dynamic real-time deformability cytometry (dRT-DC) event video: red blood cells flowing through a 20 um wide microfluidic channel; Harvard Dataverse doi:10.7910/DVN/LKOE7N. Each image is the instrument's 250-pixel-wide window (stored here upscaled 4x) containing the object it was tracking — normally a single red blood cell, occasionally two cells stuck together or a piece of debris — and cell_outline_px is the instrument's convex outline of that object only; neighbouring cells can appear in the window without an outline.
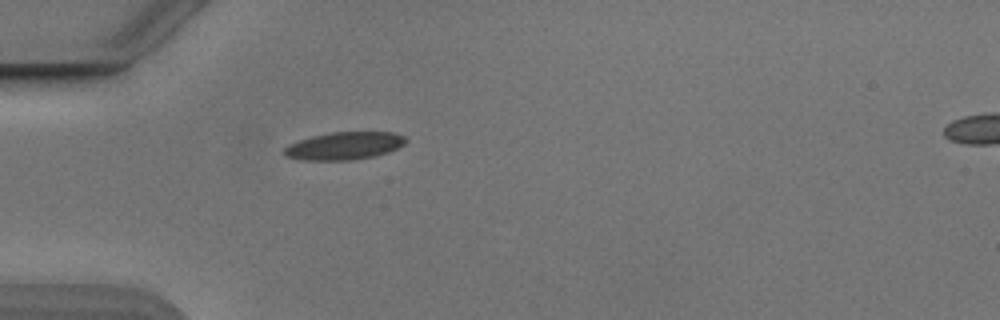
{"species": "Egyptian fruit bat (a non-hibernating species)", "species_latin": "Rousettus aegyptiacus", "temperature_condition": "cold", "stored_images_in_passage": 34, "camera_frame_rate_fps": 3000, "um_per_image_px": 0.085, "animal": {"sex": "male"}, "frame": {"image": 1, "passage_image": 1, "time_ms": 0.0, "image_size_px": [1000, 320], "cell_outline_px": [[408, 140], [404, 144], [388, 152], [376, 156], [352, 160], [304, 160], [284, 156], [284, 148], [288, 144], [312, 136], [332, 132], [392, 132], [404, 136]], "centroid_in_image_um": [29.26, 12.4], "position_along_channel_um": 55.7, "area_um2": 19.59}}
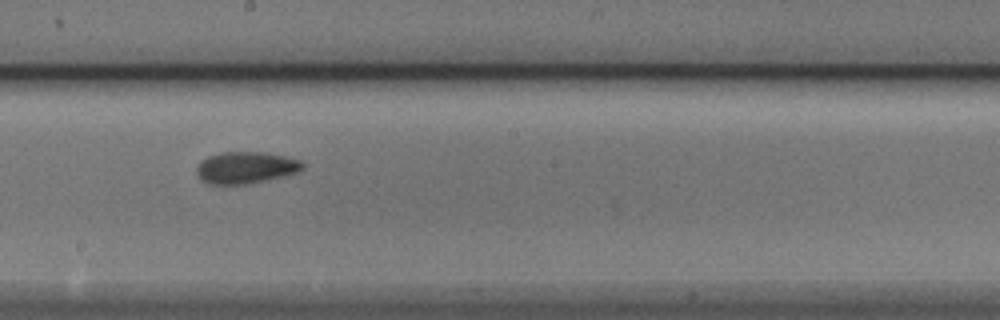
{"frame": {"image": 2, "passage_image": 15, "time_ms": 4.667, "image_size_px": [1000, 320], "cell_outline_px": [[304, 168], [296, 172], [248, 184], [208, 184], [200, 180], [196, 172], [196, 168], [200, 160], [208, 156], [220, 152], [264, 152], [284, 156], [300, 160], [304, 164]], "centroid_in_image_um": [20.83, 14.24], "position_along_channel_um": 227.4, "area_um2": 19.59}}
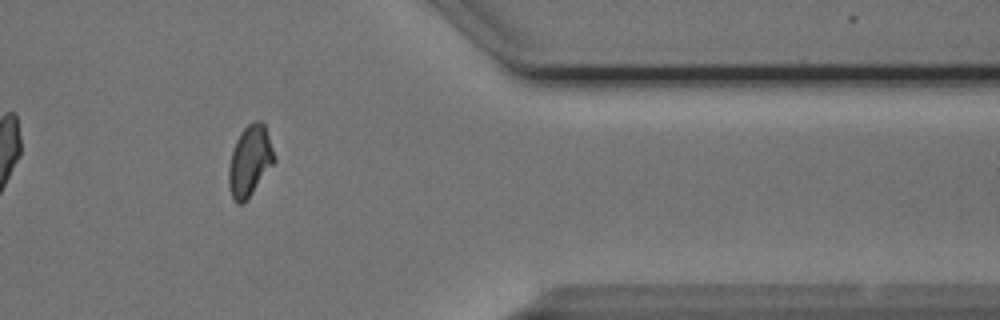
{"frame": {"image": 3, "passage_image": 29, "time_ms": 9.333, "image_size_px": [1000, 320], "cell_outline_px": [[276, 160], [244, 204], [236, 204], [232, 196], [228, 184], [228, 168], [232, 152], [236, 140], [240, 132], [248, 124], [256, 120], [260, 120], [264, 124], [276, 156]], "centroid_in_image_um": [21.23, 13.68], "position_along_channel_um": 390.2, "area_um2": 18.79}, "authors_computed_cell_mechanics": {"area_um2": 18.785, "velocity_mm_per_s": 3.8633, "shape_relaxation_time_tau1_ms": 2.756, "shape_relaxation_time_tau2_ms": 2.9629, "deformation_change_tau1": 0.1285, "deformation_change_tau2": 0.0862}}